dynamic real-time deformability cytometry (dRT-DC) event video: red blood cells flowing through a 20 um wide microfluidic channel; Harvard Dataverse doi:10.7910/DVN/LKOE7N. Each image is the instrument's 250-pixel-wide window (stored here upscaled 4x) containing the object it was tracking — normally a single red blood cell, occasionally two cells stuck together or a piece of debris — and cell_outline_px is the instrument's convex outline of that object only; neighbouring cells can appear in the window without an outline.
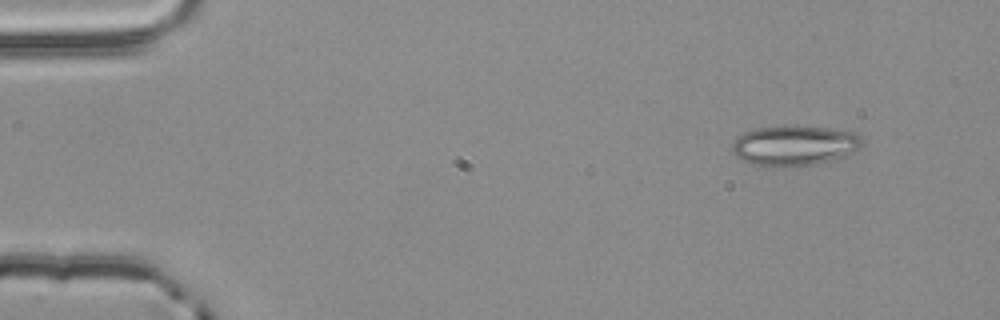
{"species": "common noctule bat (a hibernating species)", "species_latin": "Nyctalus noctula", "temperature_condition": "room temperature", "stored_images_in_passage": 5, "camera_frame_rate_fps": 3000, "um_per_image_px": 0.085, "animal": {"sex": "male", "body_mass_g": 20.4}, "frame": {"image": 1, "passage_image": 1, "time_ms": 0.0, "image_size_px": [1000, 320], "cell_outline_px": [[864, 144], [860, 148], [836, 160], [816, 164], [780, 168], [772, 168], [748, 164], [740, 160], [732, 148], [732, 144], [744, 132], [756, 128], [828, 128], [856, 132], [860, 136]], "centroid_in_image_um": [67.55, 12.43], "position_along_channel_um": 17.5, "area_um2": 30.23}}